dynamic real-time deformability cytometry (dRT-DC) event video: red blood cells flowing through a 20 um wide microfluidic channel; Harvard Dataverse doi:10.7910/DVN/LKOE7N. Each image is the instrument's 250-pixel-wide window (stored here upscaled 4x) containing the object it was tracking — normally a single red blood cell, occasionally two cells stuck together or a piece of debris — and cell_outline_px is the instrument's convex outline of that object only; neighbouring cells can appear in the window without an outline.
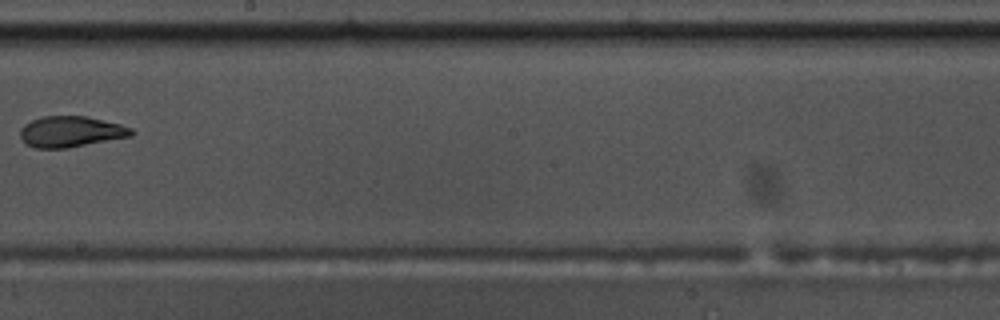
{"species": "common noctule bat (a hibernating species)", "species_latin": "Nyctalus noctula", "temperature_condition": "warm", "stored_images_in_passage": 10, "camera_frame_rate_fps": 3000, "um_per_image_px": 0.085, "animal": {"sex": "male", "body_mass_g": 17.5, "forearm_length_mm": 52.3}, "frame": {"image": 1, "passage_image": 9, "time_ms": 2.667, "image_size_px": [1000, 320], "cell_outline_px": [[136, 132], [132, 136], [68, 148], [36, 148], [28, 144], [20, 136], [20, 128], [24, 124], [40, 116], [88, 116], [120, 124], [132, 128]], "centroid_in_image_um": [6.05, 11.18], "position_along_channel_um": 242.2, "area_um2": 20.11}}